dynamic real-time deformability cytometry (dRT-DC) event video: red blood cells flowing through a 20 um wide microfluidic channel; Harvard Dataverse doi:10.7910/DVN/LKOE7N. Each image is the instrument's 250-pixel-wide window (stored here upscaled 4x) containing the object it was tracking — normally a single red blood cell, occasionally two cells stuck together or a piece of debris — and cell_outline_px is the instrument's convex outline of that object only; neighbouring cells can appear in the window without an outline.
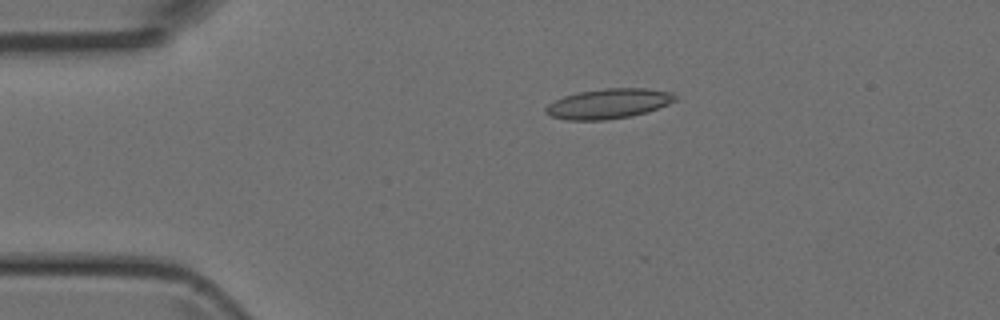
{"species": "Egyptian fruit bat (a non-hibernating species)", "species_latin": "Rousettus aegyptiacus", "temperature_condition": "room temperature", "stored_images_in_passage": 3, "camera_frame_rate_fps": 3000, "um_per_image_px": 0.085, "animal": {"sex": "female"}, "frame": {"image": 1, "passage_image": 2, "time_ms": 0.333, "image_size_px": [1000, 320], "cell_outline_px": [[676, 100], [668, 104], [648, 112], [632, 116], [604, 120], [564, 120], [552, 116], [544, 112], [544, 108], [548, 104], [564, 96], [580, 92], [604, 88], [644, 88], [672, 92], [676, 96]], "centroid_in_image_um": [51.72, 8.81], "position_along_channel_um": 33.3, "area_um2": 22.6}}